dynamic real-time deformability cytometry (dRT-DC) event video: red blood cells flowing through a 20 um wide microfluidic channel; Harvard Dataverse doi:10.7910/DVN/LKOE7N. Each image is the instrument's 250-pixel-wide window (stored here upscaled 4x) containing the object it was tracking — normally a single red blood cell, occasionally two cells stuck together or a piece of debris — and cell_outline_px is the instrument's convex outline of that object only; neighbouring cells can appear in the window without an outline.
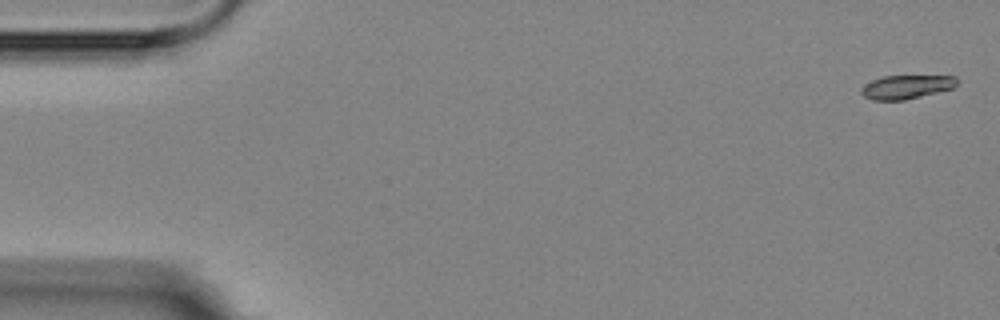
{"species": "Egyptian fruit bat (a non-hibernating species)", "species_latin": "Rousettus aegyptiacus", "temperature_condition": "room temperature", "stored_images_in_passage": 5, "camera_frame_rate_fps": 3000, "um_per_image_px": 0.085, "animal": {"sex": "female"}, "frame": {"image": 1, "passage_image": 1, "time_ms": 0.0, "image_size_px": [1000, 320], "cell_outline_px": [[960, 80], [952, 88], [904, 100], [872, 100], [864, 96], [860, 92], [860, 88], [864, 84], [872, 80], [884, 76], [956, 76]], "centroid_in_image_um": [77.02, 7.38], "position_along_channel_um": 8.0, "area_um2": 13.18}}